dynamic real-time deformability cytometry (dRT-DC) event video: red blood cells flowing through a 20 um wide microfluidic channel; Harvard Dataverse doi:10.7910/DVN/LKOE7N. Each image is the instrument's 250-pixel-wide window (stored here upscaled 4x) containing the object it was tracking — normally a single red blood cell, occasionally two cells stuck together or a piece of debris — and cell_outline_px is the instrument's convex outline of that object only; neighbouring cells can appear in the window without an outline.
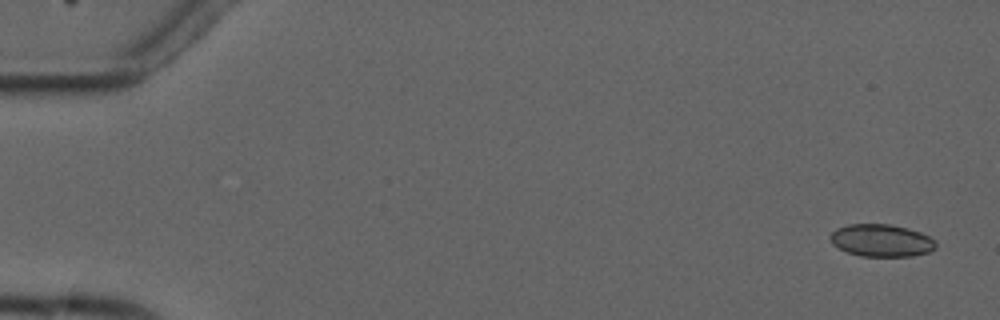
{"species": "common noctule bat (a hibernating species)", "species_latin": "Nyctalus noctula", "temperature_condition": "cold", "stored_images_in_passage": 5, "camera_frame_rate_fps": 3000, "um_per_image_px": 0.085, "animal": {"sex": "male", "forearm_length_mm": 52.5}, "frame": {"image": 1, "passage_image": 1, "time_ms": 0.0, "image_size_px": [1000, 320], "cell_outline_px": [[936, 248], [928, 252], [912, 256], [860, 256], [848, 252], [832, 244], [828, 236], [836, 228], [848, 224], [892, 224], [908, 228], [920, 232], [936, 240]], "centroid_in_image_um": [74.91, 20.43], "position_along_channel_um": 10.1, "area_um2": 20.06}}